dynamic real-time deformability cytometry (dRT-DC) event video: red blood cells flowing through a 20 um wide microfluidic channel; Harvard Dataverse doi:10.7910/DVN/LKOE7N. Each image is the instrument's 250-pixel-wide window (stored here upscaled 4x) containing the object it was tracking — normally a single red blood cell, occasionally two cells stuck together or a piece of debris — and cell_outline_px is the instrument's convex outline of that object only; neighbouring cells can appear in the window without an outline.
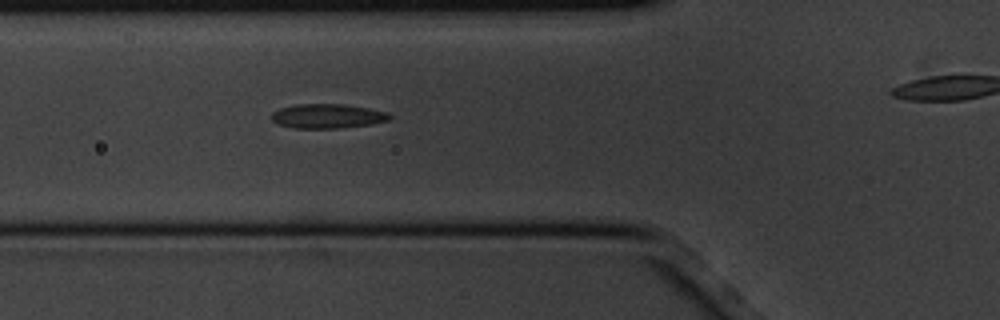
{"species": "common noctule bat (a hibernating species)", "species_latin": "Nyctalus noctula", "temperature_condition": "cold", "stored_images_in_passage": 6, "segment_of_instrument_passage": [1, 2], "camera_frame_rate_fps": 3000, "um_per_image_px": 0.085, "animal": {"sex": "male", "body_mass_g": 20.1, "forearm_length_mm": 53.5}, "frame": {"image": 1, "passage_image": 5, "time_ms": 1.333, "image_size_px": [1000, 320], "cell_outline_px": [[392, 116], [388, 120], [372, 124], [336, 128], [292, 128], [276, 124], [268, 116], [272, 112], [280, 108], [296, 104], [344, 104], [368, 108], [388, 112]], "centroid_in_image_um": [27.78, 9.87], "position_along_channel_um": 98.0, "area_um2": 16.94}}